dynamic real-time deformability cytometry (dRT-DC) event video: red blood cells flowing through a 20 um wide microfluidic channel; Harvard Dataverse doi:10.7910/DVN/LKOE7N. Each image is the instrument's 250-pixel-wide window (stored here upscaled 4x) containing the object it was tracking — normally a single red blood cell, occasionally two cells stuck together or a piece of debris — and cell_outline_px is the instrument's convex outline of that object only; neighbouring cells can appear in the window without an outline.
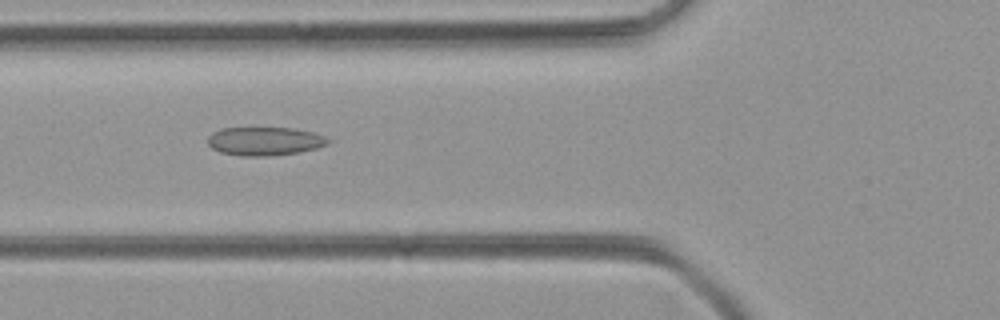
{"species": "common noctule bat (a hibernating species)", "species_latin": "Nyctalus noctula", "temperature_condition": "room temperature", "stored_images_in_passage": 36, "camera_frame_rate_fps": 3000, "um_per_image_px": 0.085, "animal": {"sex": "female", "body_mass_g": 21.9}, "frame": {"image": 1, "passage_image": 5, "time_ms": 1.333, "image_size_px": [1000, 320], "cell_outline_px": [[328, 144], [316, 148], [296, 152], [272, 156], [240, 156], [220, 152], [212, 148], [208, 144], [208, 136], [212, 132], [220, 128], [292, 128], [312, 132], [324, 136], [328, 140]], "centroid_in_image_um": [22.44, 12.0], "position_along_channel_um": 103.4, "area_um2": 19.88}}
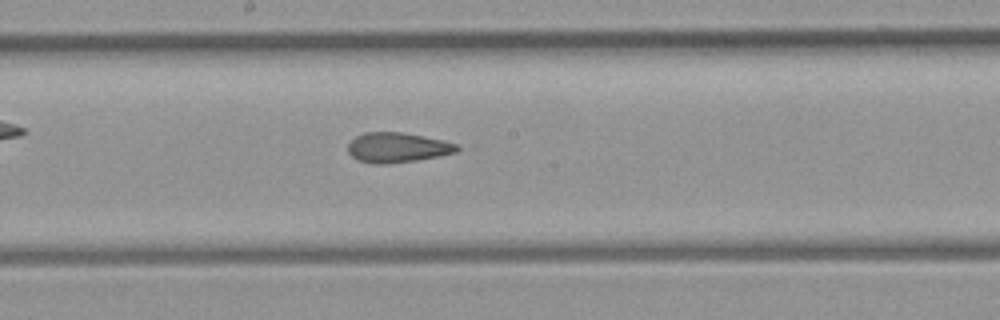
{"frame": {"image": 2, "passage_image": 13, "time_ms": 4.0, "image_size_px": [1000, 320], "cell_outline_px": [[460, 148], [456, 152], [440, 156], [416, 160], [388, 164], [372, 164], [356, 160], [348, 152], [348, 144], [356, 136], [364, 132], [404, 132], [444, 140], [456, 144]], "centroid_in_image_um": [33.76, 12.54], "position_along_channel_um": 214.4, "area_um2": 19.19}}
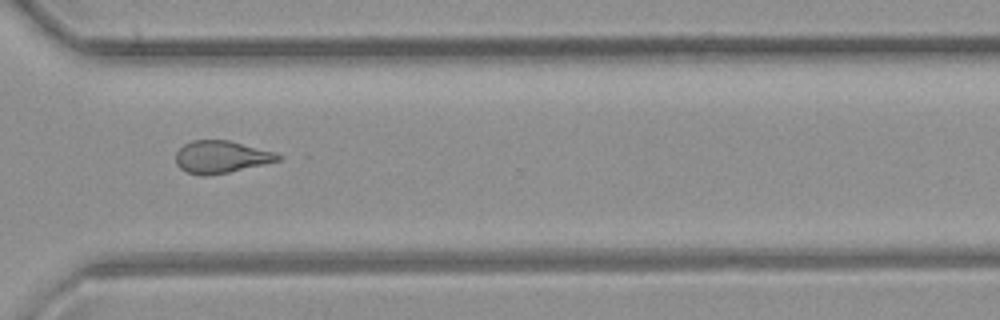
{"frame": {"image": 3, "passage_image": 23, "time_ms": 7.333, "image_size_px": [1000, 320], "cell_outline_px": [[280, 160], [264, 164], [228, 172], [208, 176], [200, 176], [188, 172], [180, 168], [176, 164], [176, 152], [184, 144], [192, 140], [228, 140], [276, 152], [280, 156]], "centroid_in_image_um": [18.77, 13.34], "position_along_channel_um": 351.8, "area_um2": 19.19}}